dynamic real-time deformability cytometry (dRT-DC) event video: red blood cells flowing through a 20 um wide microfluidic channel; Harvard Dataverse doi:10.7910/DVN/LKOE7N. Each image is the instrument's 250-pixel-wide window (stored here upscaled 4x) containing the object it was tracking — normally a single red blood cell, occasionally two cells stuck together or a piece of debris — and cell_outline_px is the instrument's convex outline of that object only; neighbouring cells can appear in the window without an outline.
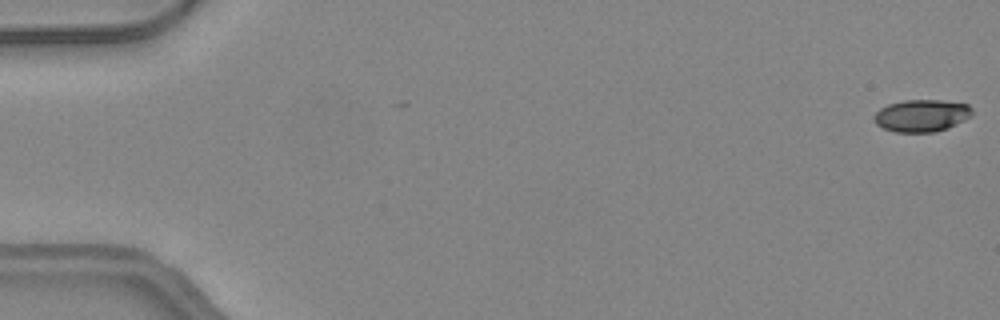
{"species": "common noctule bat (a hibernating species)", "species_latin": "Nyctalus noctula", "temperature_condition": "warm", "stored_images_in_passage": 49, "camera_frame_rate_fps": 3000, "um_per_image_px": 0.085, "animal": {"sex": "female", "body_mass_g": 24.6, "forearm_length_mm": 56.2}, "frame": {"image": 1, "passage_image": 1, "time_ms": 0.0, "image_size_px": [1000, 320], "cell_outline_px": [[972, 116], [948, 128], [936, 132], [896, 132], [884, 128], [876, 124], [872, 116], [880, 108], [888, 104], [904, 100], [940, 100], [968, 104], [972, 108]], "centroid_in_image_um": [78.34, 9.82], "position_along_channel_um": 6.7, "area_um2": 18.5}}
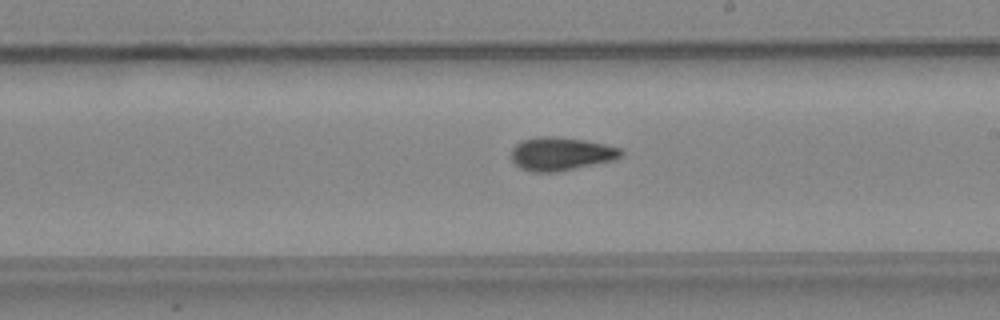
{"frame": {"image": 2, "passage_image": 29, "time_ms": 9.333, "image_size_px": [1000, 320], "cell_outline_px": [[624, 156], [612, 160], [556, 172], [532, 172], [520, 168], [512, 160], [512, 148], [520, 140], [536, 136], [556, 136], [584, 140], [604, 144], [620, 148], [624, 152]], "centroid_in_image_um": [47.66, 13.06], "position_along_channel_um": 241.3, "area_um2": 21.33}}
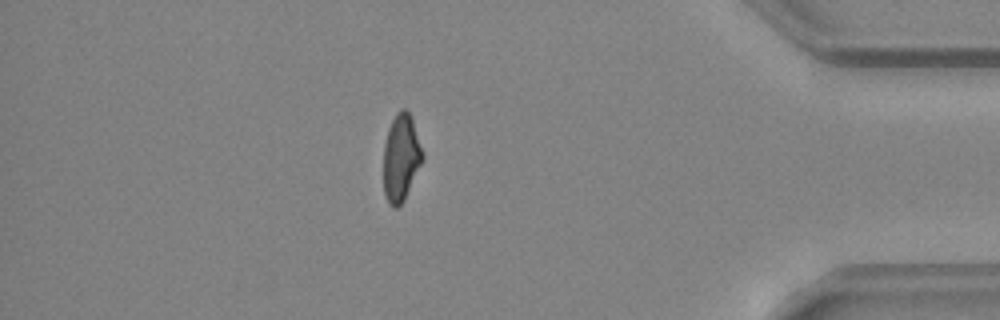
{"frame": {"image": 3, "passage_image": 43, "time_ms": 14.0, "image_size_px": [1000, 320], "cell_outline_px": [[424, 160], [404, 200], [396, 208], [392, 208], [388, 204], [384, 192], [384, 144], [388, 128], [396, 112], [400, 108], [404, 108], [408, 112], [412, 120], [424, 156]], "centroid_in_image_um": [34.08, 13.42], "position_along_channel_um": 401.1, "area_um2": 19.83}, "authors_computed_cell_mechanics": {"area_um2": 20.2878, "velocity_mm_per_s": 4.2736, "shape_relaxation_time_tau1_ms": 7.6987, "shape_relaxation_time_tau2_ms": 2.3832, "deformation_change_tau1": 0.2043, "deformation_change_tau2": 0.09}}